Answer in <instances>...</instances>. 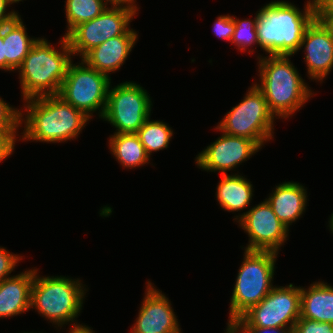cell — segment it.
Listing matches in <instances>:
<instances>
[{"label": "cell", "mask_w": 333, "mask_h": 333, "mask_svg": "<svg viewBox=\"0 0 333 333\" xmlns=\"http://www.w3.org/2000/svg\"><path fill=\"white\" fill-rule=\"evenodd\" d=\"M236 333H292L291 328L283 327H231Z\"/></svg>", "instance_id": "cell-30"}, {"label": "cell", "mask_w": 333, "mask_h": 333, "mask_svg": "<svg viewBox=\"0 0 333 333\" xmlns=\"http://www.w3.org/2000/svg\"><path fill=\"white\" fill-rule=\"evenodd\" d=\"M317 19H323L333 10V0H309Z\"/></svg>", "instance_id": "cell-31"}, {"label": "cell", "mask_w": 333, "mask_h": 333, "mask_svg": "<svg viewBox=\"0 0 333 333\" xmlns=\"http://www.w3.org/2000/svg\"><path fill=\"white\" fill-rule=\"evenodd\" d=\"M169 298L147 281L145 295L130 333H182Z\"/></svg>", "instance_id": "cell-15"}, {"label": "cell", "mask_w": 333, "mask_h": 333, "mask_svg": "<svg viewBox=\"0 0 333 333\" xmlns=\"http://www.w3.org/2000/svg\"><path fill=\"white\" fill-rule=\"evenodd\" d=\"M262 149L255 141L241 136L222 135L196 156L197 167L209 172L234 170Z\"/></svg>", "instance_id": "cell-13"}, {"label": "cell", "mask_w": 333, "mask_h": 333, "mask_svg": "<svg viewBox=\"0 0 333 333\" xmlns=\"http://www.w3.org/2000/svg\"><path fill=\"white\" fill-rule=\"evenodd\" d=\"M277 255L273 251L245 249L230 299L227 326L258 304L273 289Z\"/></svg>", "instance_id": "cell-6"}, {"label": "cell", "mask_w": 333, "mask_h": 333, "mask_svg": "<svg viewBox=\"0 0 333 333\" xmlns=\"http://www.w3.org/2000/svg\"><path fill=\"white\" fill-rule=\"evenodd\" d=\"M301 291V316L333 324V286L317 281L308 289L300 287Z\"/></svg>", "instance_id": "cell-19"}, {"label": "cell", "mask_w": 333, "mask_h": 333, "mask_svg": "<svg viewBox=\"0 0 333 333\" xmlns=\"http://www.w3.org/2000/svg\"><path fill=\"white\" fill-rule=\"evenodd\" d=\"M289 57L292 56H258L260 84L256 82L255 85L276 119L291 118L314 94Z\"/></svg>", "instance_id": "cell-3"}, {"label": "cell", "mask_w": 333, "mask_h": 333, "mask_svg": "<svg viewBox=\"0 0 333 333\" xmlns=\"http://www.w3.org/2000/svg\"><path fill=\"white\" fill-rule=\"evenodd\" d=\"M0 69L6 71L5 44L3 43V26L0 28Z\"/></svg>", "instance_id": "cell-35"}, {"label": "cell", "mask_w": 333, "mask_h": 333, "mask_svg": "<svg viewBox=\"0 0 333 333\" xmlns=\"http://www.w3.org/2000/svg\"><path fill=\"white\" fill-rule=\"evenodd\" d=\"M15 149V142L5 133L0 131V163L11 156Z\"/></svg>", "instance_id": "cell-32"}, {"label": "cell", "mask_w": 333, "mask_h": 333, "mask_svg": "<svg viewBox=\"0 0 333 333\" xmlns=\"http://www.w3.org/2000/svg\"><path fill=\"white\" fill-rule=\"evenodd\" d=\"M143 144L147 154L167 149L173 136V130L163 121H145L144 125L136 133Z\"/></svg>", "instance_id": "cell-23"}, {"label": "cell", "mask_w": 333, "mask_h": 333, "mask_svg": "<svg viewBox=\"0 0 333 333\" xmlns=\"http://www.w3.org/2000/svg\"><path fill=\"white\" fill-rule=\"evenodd\" d=\"M235 217L234 221L248 234L249 243L243 247L246 250L279 253L289 235V229L277 218L266 200Z\"/></svg>", "instance_id": "cell-12"}, {"label": "cell", "mask_w": 333, "mask_h": 333, "mask_svg": "<svg viewBox=\"0 0 333 333\" xmlns=\"http://www.w3.org/2000/svg\"><path fill=\"white\" fill-rule=\"evenodd\" d=\"M107 7L108 4L104 0H66L67 32L64 36L80 23L99 16Z\"/></svg>", "instance_id": "cell-24"}, {"label": "cell", "mask_w": 333, "mask_h": 333, "mask_svg": "<svg viewBox=\"0 0 333 333\" xmlns=\"http://www.w3.org/2000/svg\"><path fill=\"white\" fill-rule=\"evenodd\" d=\"M216 188V200L228 212H238L248 207L254 191L249 179L238 173L222 175Z\"/></svg>", "instance_id": "cell-20"}, {"label": "cell", "mask_w": 333, "mask_h": 333, "mask_svg": "<svg viewBox=\"0 0 333 333\" xmlns=\"http://www.w3.org/2000/svg\"><path fill=\"white\" fill-rule=\"evenodd\" d=\"M84 284L78 278L69 276H43L34 268V281L31 289V309L37 310L47 321L62 327L72 324V328L82 326L76 318L83 307L85 291Z\"/></svg>", "instance_id": "cell-5"}, {"label": "cell", "mask_w": 333, "mask_h": 333, "mask_svg": "<svg viewBox=\"0 0 333 333\" xmlns=\"http://www.w3.org/2000/svg\"><path fill=\"white\" fill-rule=\"evenodd\" d=\"M152 106L150 94L138 83L110 85L102 119L116 128L114 133H137L150 117Z\"/></svg>", "instance_id": "cell-10"}, {"label": "cell", "mask_w": 333, "mask_h": 333, "mask_svg": "<svg viewBox=\"0 0 333 333\" xmlns=\"http://www.w3.org/2000/svg\"><path fill=\"white\" fill-rule=\"evenodd\" d=\"M301 316L300 286H274L255 306L251 307L230 327L291 328Z\"/></svg>", "instance_id": "cell-9"}, {"label": "cell", "mask_w": 333, "mask_h": 333, "mask_svg": "<svg viewBox=\"0 0 333 333\" xmlns=\"http://www.w3.org/2000/svg\"><path fill=\"white\" fill-rule=\"evenodd\" d=\"M22 256L10 253L5 247L0 246V282L13 272Z\"/></svg>", "instance_id": "cell-29"}, {"label": "cell", "mask_w": 333, "mask_h": 333, "mask_svg": "<svg viewBox=\"0 0 333 333\" xmlns=\"http://www.w3.org/2000/svg\"><path fill=\"white\" fill-rule=\"evenodd\" d=\"M292 333H333V324L299 318L294 325Z\"/></svg>", "instance_id": "cell-27"}, {"label": "cell", "mask_w": 333, "mask_h": 333, "mask_svg": "<svg viewBox=\"0 0 333 333\" xmlns=\"http://www.w3.org/2000/svg\"><path fill=\"white\" fill-rule=\"evenodd\" d=\"M11 4H14L11 0H0V28L12 22L19 16L17 11L7 10V7H9Z\"/></svg>", "instance_id": "cell-33"}, {"label": "cell", "mask_w": 333, "mask_h": 333, "mask_svg": "<svg viewBox=\"0 0 333 333\" xmlns=\"http://www.w3.org/2000/svg\"><path fill=\"white\" fill-rule=\"evenodd\" d=\"M333 31V10L322 19Z\"/></svg>", "instance_id": "cell-37"}, {"label": "cell", "mask_w": 333, "mask_h": 333, "mask_svg": "<svg viewBox=\"0 0 333 333\" xmlns=\"http://www.w3.org/2000/svg\"><path fill=\"white\" fill-rule=\"evenodd\" d=\"M137 13L127 7H107L96 18L80 23L65 37L69 43L73 56L82 59L90 50L104 43L108 39L120 35H138L130 29V22Z\"/></svg>", "instance_id": "cell-11"}, {"label": "cell", "mask_w": 333, "mask_h": 333, "mask_svg": "<svg viewBox=\"0 0 333 333\" xmlns=\"http://www.w3.org/2000/svg\"><path fill=\"white\" fill-rule=\"evenodd\" d=\"M138 35H120L90 50L82 60L91 68L106 74L115 73L125 63Z\"/></svg>", "instance_id": "cell-16"}, {"label": "cell", "mask_w": 333, "mask_h": 333, "mask_svg": "<svg viewBox=\"0 0 333 333\" xmlns=\"http://www.w3.org/2000/svg\"><path fill=\"white\" fill-rule=\"evenodd\" d=\"M21 109L10 106L0 98V131L5 132L14 142L18 128L21 127Z\"/></svg>", "instance_id": "cell-26"}, {"label": "cell", "mask_w": 333, "mask_h": 333, "mask_svg": "<svg viewBox=\"0 0 333 333\" xmlns=\"http://www.w3.org/2000/svg\"><path fill=\"white\" fill-rule=\"evenodd\" d=\"M24 102L26 114L21 110L20 118L21 127L24 122L23 133H20L24 141H70L78 137L90 119L58 95L30 98Z\"/></svg>", "instance_id": "cell-1"}, {"label": "cell", "mask_w": 333, "mask_h": 333, "mask_svg": "<svg viewBox=\"0 0 333 333\" xmlns=\"http://www.w3.org/2000/svg\"><path fill=\"white\" fill-rule=\"evenodd\" d=\"M272 190L265 200L277 218L289 229L298 220L307 206V189L297 182H283Z\"/></svg>", "instance_id": "cell-18"}, {"label": "cell", "mask_w": 333, "mask_h": 333, "mask_svg": "<svg viewBox=\"0 0 333 333\" xmlns=\"http://www.w3.org/2000/svg\"><path fill=\"white\" fill-rule=\"evenodd\" d=\"M59 43L61 48L58 50L48 40L39 38L17 69L23 100L58 95L69 64L73 61L64 35Z\"/></svg>", "instance_id": "cell-4"}, {"label": "cell", "mask_w": 333, "mask_h": 333, "mask_svg": "<svg viewBox=\"0 0 333 333\" xmlns=\"http://www.w3.org/2000/svg\"><path fill=\"white\" fill-rule=\"evenodd\" d=\"M13 3H19V1H23V0H11Z\"/></svg>", "instance_id": "cell-40"}, {"label": "cell", "mask_w": 333, "mask_h": 333, "mask_svg": "<svg viewBox=\"0 0 333 333\" xmlns=\"http://www.w3.org/2000/svg\"><path fill=\"white\" fill-rule=\"evenodd\" d=\"M329 228L331 230V233H333V213L331 214V217L329 219Z\"/></svg>", "instance_id": "cell-38"}, {"label": "cell", "mask_w": 333, "mask_h": 333, "mask_svg": "<svg viewBox=\"0 0 333 333\" xmlns=\"http://www.w3.org/2000/svg\"><path fill=\"white\" fill-rule=\"evenodd\" d=\"M315 18L309 1L303 11L289 1H271L257 11L258 45L269 55L292 56Z\"/></svg>", "instance_id": "cell-2"}, {"label": "cell", "mask_w": 333, "mask_h": 333, "mask_svg": "<svg viewBox=\"0 0 333 333\" xmlns=\"http://www.w3.org/2000/svg\"><path fill=\"white\" fill-rule=\"evenodd\" d=\"M109 137L110 151L124 168L136 169L149 163L150 156L136 133H114Z\"/></svg>", "instance_id": "cell-22"}, {"label": "cell", "mask_w": 333, "mask_h": 333, "mask_svg": "<svg viewBox=\"0 0 333 333\" xmlns=\"http://www.w3.org/2000/svg\"><path fill=\"white\" fill-rule=\"evenodd\" d=\"M78 64H69L58 96L82 111L90 120L94 116L93 112L98 110L99 117L102 118L111 77L89 67L82 59Z\"/></svg>", "instance_id": "cell-8"}, {"label": "cell", "mask_w": 333, "mask_h": 333, "mask_svg": "<svg viewBox=\"0 0 333 333\" xmlns=\"http://www.w3.org/2000/svg\"><path fill=\"white\" fill-rule=\"evenodd\" d=\"M68 333H95V331H93L91 327L82 325L75 328L70 327V331H68Z\"/></svg>", "instance_id": "cell-36"}, {"label": "cell", "mask_w": 333, "mask_h": 333, "mask_svg": "<svg viewBox=\"0 0 333 333\" xmlns=\"http://www.w3.org/2000/svg\"><path fill=\"white\" fill-rule=\"evenodd\" d=\"M107 4L111 6H122L127 7L129 9L134 10L136 13L139 11L137 4H135L136 0H104Z\"/></svg>", "instance_id": "cell-34"}, {"label": "cell", "mask_w": 333, "mask_h": 333, "mask_svg": "<svg viewBox=\"0 0 333 333\" xmlns=\"http://www.w3.org/2000/svg\"><path fill=\"white\" fill-rule=\"evenodd\" d=\"M301 49L309 79L322 83L333 68V31L322 19L315 18L304 32Z\"/></svg>", "instance_id": "cell-14"}, {"label": "cell", "mask_w": 333, "mask_h": 333, "mask_svg": "<svg viewBox=\"0 0 333 333\" xmlns=\"http://www.w3.org/2000/svg\"><path fill=\"white\" fill-rule=\"evenodd\" d=\"M34 269L11 275L0 282V318L22 314L31 307Z\"/></svg>", "instance_id": "cell-17"}, {"label": "cell", "mask_w": 333, "mask_h": 333, "mask_svg": "<svg viewBox=\"0 0 333 333\" xmlns=\"http://www.w3.org/2000/svg\"><path fill=\"white\" fill-rule=\"evenodd\" d=\"M27 34L21 15L3 26L6 71L17 70L32 46L38 41L39 38H31Z\"/></svg>", "instance_id": "cell-21"}, {"label": "cell", "mask_w": 333, "mask_h": 333, "mask_svg": "<svg viewBox=\"0 0 333 333\" xmlns=\"http://www.w3.org/2000/svg\"><path fill=\"white\" fill-rule=\"evenodd\" d=\"M235 31L233 33L231 44H234L238 50L246 51L248 47L252 45L258 46L257 38V13L254 19H237L236 16H233Z\"/></svg>", "instance_id": "cell-25"}, {"label": "cell", "mask_w": 333, "mask_h": 333, "mask_svg": "<svg viewBox=\"0 0 333 333\" xmlns=\"http://www.w3.org/2000/svg\"><path fill=\"white\" fill-rule=\"evenodd\" d=\"M235 31V24L233 17L228 15H220L214 22L213 32L218 38L230 41Z\"/></svg>", "instance_id": "cell-28"}, {"label": "cell", "mask_w": 333, "mask_h": 333, "mask_svg": "<svg viewBox=\"0 0 333 333\" xmlns=\"http://www.w3.org/2000/svg\"><path fill=\"white\" fill-rule=\"evenodd\" d=\"M225 333H236L230 326H227Z\"/></svg>", "instance_id": "cell-39"}, {"label": "cell", "mask_w": 333, "mask_h": 333, "mask_svg": "<svg viewBox=\"0 0 333 333\" xmlns=\"http://www.w3.org/2000/svg\"><path fill=\"white\" fill-rule=\"evenodd\" d=\"M274 120L263 93L253 84L215 128L228 135L249 138L262 148L273 139Z\"/></svg>", "instance_id": "cell-7"}]
</instances>
